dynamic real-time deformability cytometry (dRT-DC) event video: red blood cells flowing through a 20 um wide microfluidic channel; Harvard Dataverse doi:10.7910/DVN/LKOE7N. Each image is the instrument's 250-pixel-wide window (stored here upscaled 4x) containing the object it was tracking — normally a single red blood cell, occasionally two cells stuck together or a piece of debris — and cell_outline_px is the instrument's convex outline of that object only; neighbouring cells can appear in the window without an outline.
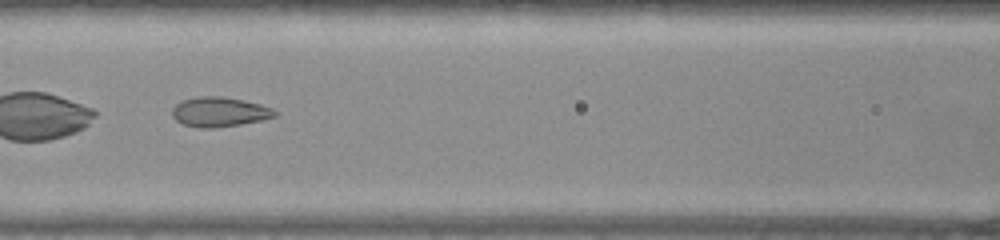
{"species": "common noctule bat (a hibernating species)", "species_latin": "Nyctalus noctula", "temperature_condition": "warm", "stored_images_in_passage": 17, "camera_frame_rate_fps": 3000, "um_per_image_px": 0.085, "animal": {"sex": "female", "body_mass_g": 22.0, "forearm_length_mm": 56.7}, "frame": {"image": 1, "passage_image": 8, "time_ms": 2.333, "image_size_px": [1000, 240], "cell_outline_px": [[280, 112], [276, 116], [260, 120], [240, 124], [216, 128], [200, 128], [184, 124], [176, 120], [172, 116], [172, 108], [176, 104], [184, 100], [196, 96], [220, 96], [244, 100], [260, 104], [272, 108]], "centroid_in_image_um": [18.66, 9.51], "position_along_channel_um": 147.9, "area_um2": 17.8}}